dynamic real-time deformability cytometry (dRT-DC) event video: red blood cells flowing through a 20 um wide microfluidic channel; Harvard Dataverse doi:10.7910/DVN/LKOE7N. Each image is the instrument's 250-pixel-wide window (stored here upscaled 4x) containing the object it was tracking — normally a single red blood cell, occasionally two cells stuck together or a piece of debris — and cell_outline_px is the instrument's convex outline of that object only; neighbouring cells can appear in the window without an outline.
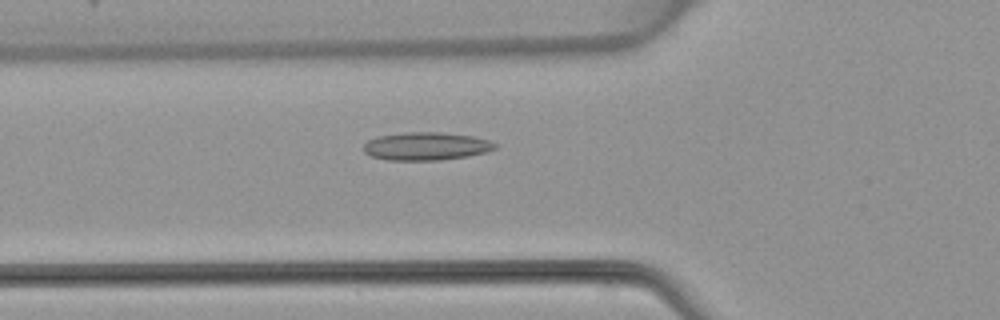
{"species": "common noctule bat (a hibernating species)", "species_latin": "Nyctalus noctula", "temperature_condition": "warm", "stored_images_in_passage": 49, "camera_frame_rate_fps": 3000, "um_per_image_px": 0.085, "animal": {"sex": "female", "body_mass_g": 22.7, "forearm_length_mm": 54.2}, "frame": {"image": 1, "passage_image": 18, "time_ms": 5.667, "image_size_px": [1000, 320], "cell_outline_px": [[496, 148], [488, 152], [468, 156], [440, 160], [388, 160], [372, 156], [364, 152], [364, 144], [368, 140], [376, 136], [404, 132], [440, 132], [472, 136], [488, 140], [496, 144]], "centroid_in_image_um": [36.21, 12.42], "position_along_channel_um": 89.6, "area_um2": 21.5}}
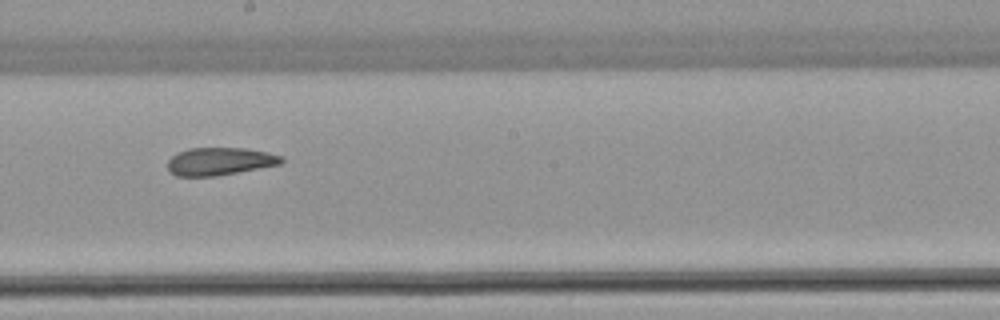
{"frame": {"image": 2, "passage_image": 28, "time_ms": 9.0, "image_size_px": [1000, 320], "cell_outline_px": [[284, 160], [280, 164], [216, 176], [176, 176], [168, 172], [168, 160], [176, 152], [188, 148], [244, 148], [268, 152], [284, 156]], "centroid_in_image_um": [18.66, 13.71], "position_along_channel_um": 229.5, "area_um2": 18.5}}
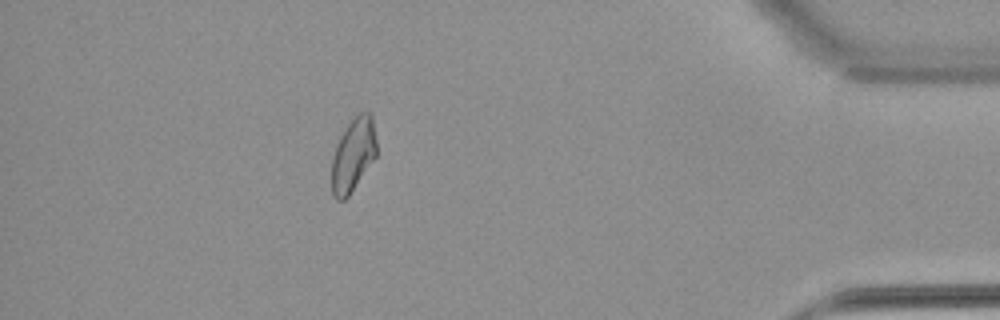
{"frame": {"image": 3, "passage_image": 44, "time_ms": 14.333, "image_size_px": [1000, 320], "cell_outline_px": [[376, 156], [348, 196], [344, 200], [336, 200], [332, 192], [332, 156], [336, 144], [344, 128], [360, 112], [372, 112], [376, 140]], "centroid_in_image_um": [30.02, 13.13], "position_along_channel_um": 405.2, "area_um2": 19.13}}